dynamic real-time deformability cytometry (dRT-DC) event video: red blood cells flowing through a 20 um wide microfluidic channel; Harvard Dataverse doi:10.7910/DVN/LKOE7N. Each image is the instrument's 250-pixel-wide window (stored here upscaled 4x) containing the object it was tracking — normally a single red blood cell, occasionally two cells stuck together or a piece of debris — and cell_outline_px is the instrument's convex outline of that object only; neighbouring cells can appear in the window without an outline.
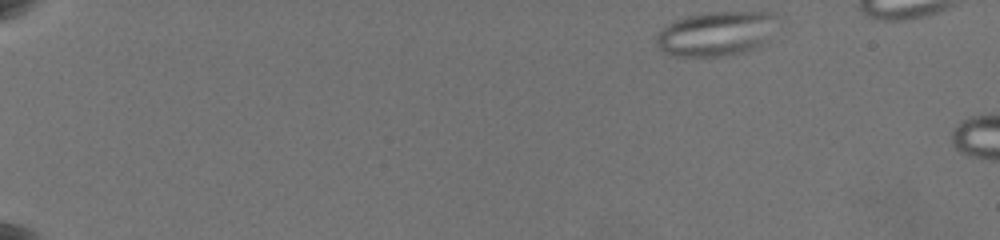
{"species": "common noctule bat (a hibernating species)", "species_latin": "Nyctalus noctula", "temperature_condition": "warm", "stored_images_in_passage": 13, "camera_frame_rate_fps": 3000, "um_per_image_px": 0.085, "animal": {"sex": "female", "body_mass_g": 19.5, "forearm_length_mm": 54.1}, "frame": {"image": 1, "passage_image": 1, "time_ms": 0.0, "image_size_px": [1000, 240], "cell_outline_px": [[784, 16], [768, 44], [760, 48], [744, 52], [724, 56], [668, 56], [656, 44], [656, 32], [668, 24], [684, 16], [708, 12], [776, 12]], "centroid_in_image_um": [61.02, 2.85], "position_along_channel_um": 24.0, "area_um2": 32.83}}